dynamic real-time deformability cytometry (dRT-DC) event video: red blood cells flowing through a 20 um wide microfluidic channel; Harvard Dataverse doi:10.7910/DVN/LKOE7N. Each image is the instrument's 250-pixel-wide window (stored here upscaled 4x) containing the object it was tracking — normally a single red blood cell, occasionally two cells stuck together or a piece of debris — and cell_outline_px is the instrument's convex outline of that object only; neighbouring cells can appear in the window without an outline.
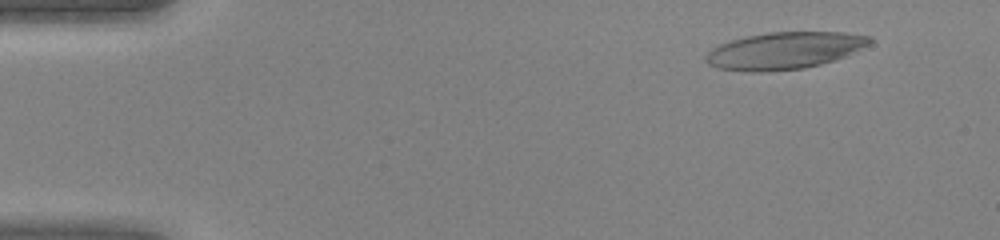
{"species": "human", "species_latin": "Homo sapiens", "temperature_condition": "warm", "stored_images_in_passage": 42, "camera_frame_rate_fps": 3000, "um_per_image_px": 0.085, "donor": {"sex": "female"}, "frame": {"image": 1, "passage_image": 1, "time_ms": 0.0, "image_size_px": [1000, 240], "cell_outline_px": [[872, 40], [868, 44], [832, 60], [800, 68], [720, 68], [712, 64], [708, 60], [708, 56], [716, 48], [724, 44], [736, 40], [752, 36], [772, 32], [836, 32], [868, 36]], "centroid_in_image_um": [66.8, 4.23], "position_along_channel_um": 18.2, "area_um2": 32.08}}
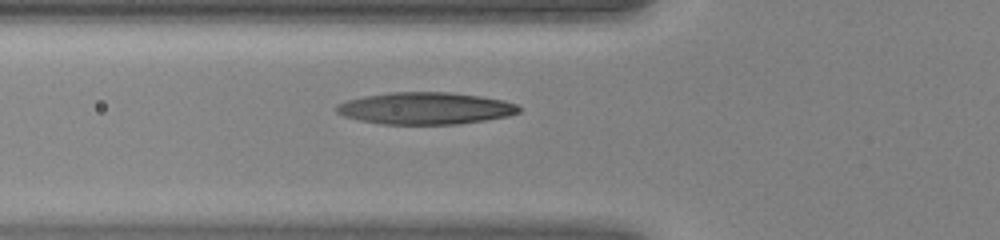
{"frame": {"image": 2, "passage_image": 13, "time_ms": 4.0, "image_size_px": [1000, 240], "cell_outline_px": [[520, 112], [508, 116], [484, 120], [456, 124], [384, 124], [344, 116], [336, 112], [336, 108], [340, 104], [348, 100], [368, 96], [396, 92], [444, 92], [476, 96], [500, 100], [516, 104], [520, 108]], "centroid_in_image_um": [36.18, 9.21], "position_along_channel_um": 89.6, "area_um2": 33.18}}
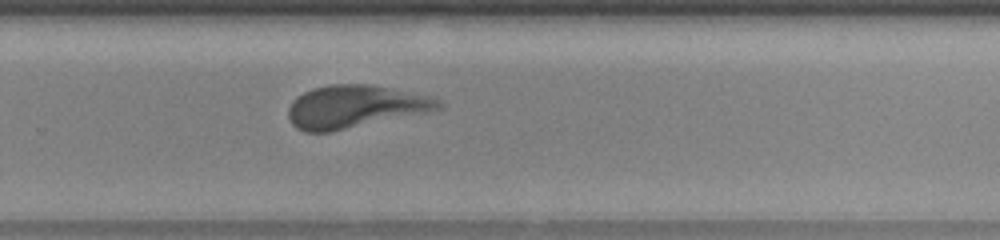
{"frame": {"image": 3, "passage_image": 27, "time_ms": 8.667, "image_size_px": [1000, 240], "cell_outline_px": [[440, 108], [328, 132], [308, 132], [296, 128], [292, 124], [288, 116], [288, 108], [304, 92], [316, 88], [332, 84], [364, 84], [384, 88], [440, 100]], "centroid_in_image_um": [30.03, 9.08], "position_along_channel_um": 299.8, "area_um2": 35.37}}